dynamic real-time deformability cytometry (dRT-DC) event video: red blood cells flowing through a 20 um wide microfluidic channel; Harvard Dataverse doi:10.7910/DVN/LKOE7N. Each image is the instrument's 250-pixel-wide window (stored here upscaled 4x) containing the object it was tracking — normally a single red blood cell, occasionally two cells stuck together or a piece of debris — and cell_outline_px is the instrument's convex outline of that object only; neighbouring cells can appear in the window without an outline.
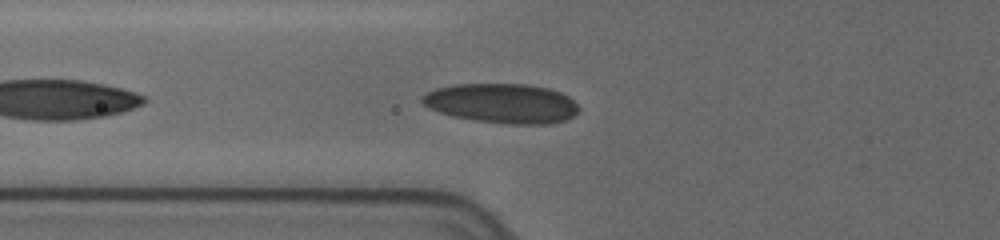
{"species": "human", "species_latin": "Homo sapiens", "temperature_condition": "cold", "stored_images_in_passage": 37, "camera_frame_rate_fps": 3000, "um_per_image_px": 0.085, "donor": {"sex": "female"}, "frame": {"image": 1, "passage_image": 2, "time_ms": 0.333, "image_size_px": [1000, 240], "cell_outline_px": [[580, 108], [572, 116], [564, 120], [552, 124], [504, 124], [472, 120], [452, 116], [428, 108], [420, 100], [420, 96], [436, 88], [452, 84], [528, 84], [548, 88], [560, 92], [568, 96]], "centroid_in_image_um": [42.64, 8.78], "position_along_channel_um": 83.2, "area_um2": 36.36}}
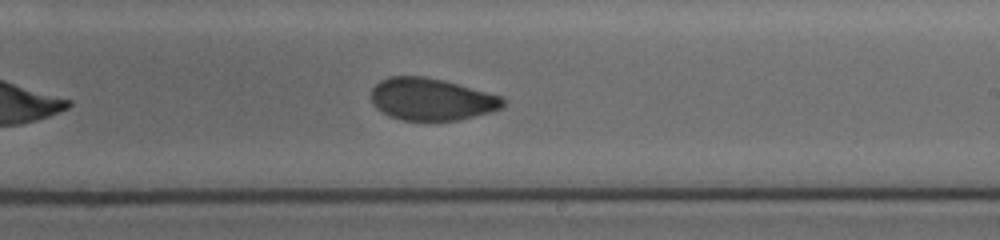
{"frame": {"image": 2, "passage_image": 16, "time_ms": 5.0, "image_size_px": [1000, 240], "cell_outline_px": [[504, 104], [500, 108], [492, 112], [456, 120], [400, 120], [388, 116], [376, 108], [372, 104], [372, 88], [380, 80], [388, 76], [424, 76], [444, 80], [504, 96]], "centroid_in_image_um": [36.67, 8.43], "position_along_channel_um": 252.3, "area_um2": 32.6}}
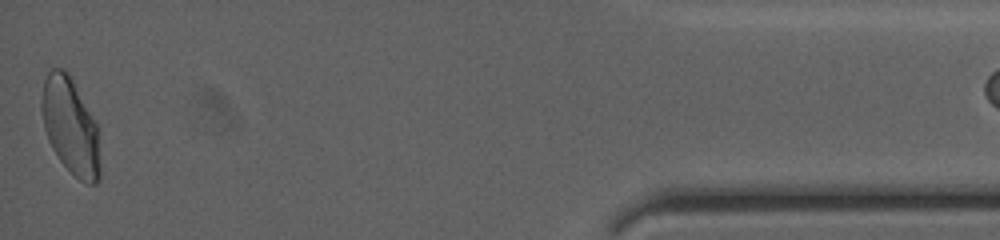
{"frame": {"image": 3, "passage_image": 36, "time_ms": 11.667, "image_size_px": [1000, 240], "cell_outline_px": [[100, 180], [96, 184], [88, 184], [80, 180], [60, 160], [52, 148], [48, 140], [44, 128], [40, 108], [40, 100], [44, 80], [48, 72], [52, 68], [64, 68], [72, 76], [96, 124], [100, 164]], "centroid_in_image_um": [5.97, 10.69], "position_along_channel_um": 429.2, "area_um2": 32.95}}